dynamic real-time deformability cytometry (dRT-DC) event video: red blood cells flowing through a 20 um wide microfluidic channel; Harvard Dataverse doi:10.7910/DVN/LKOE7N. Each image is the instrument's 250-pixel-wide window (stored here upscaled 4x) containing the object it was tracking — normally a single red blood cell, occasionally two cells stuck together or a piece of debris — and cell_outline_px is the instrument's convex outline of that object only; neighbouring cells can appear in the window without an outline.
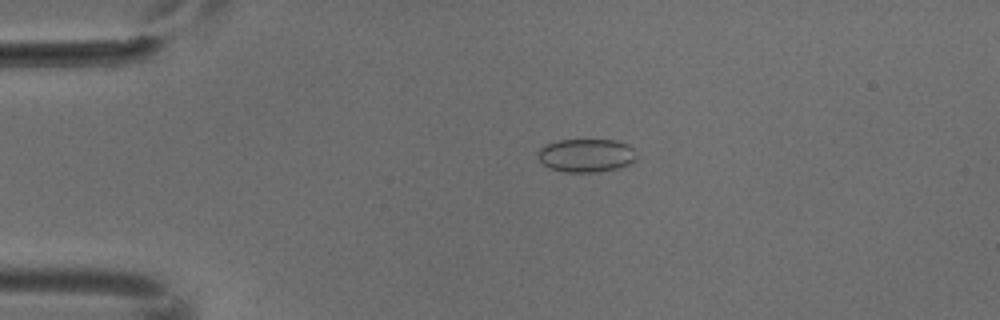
{"species": "common noctule bat (a hibernating species)", "species_latin": "Nyctalus noctula", "temperature_condition": "cold", "stored_images_in_passage": 4, "camera_frame_rate_fps": 3000, "um_per_image_px": 0.085, "animal": {"sex": "male", "body_mass_g": 18.8}, "frame": {"image": 1, "passage_image": 3, "time_ms": 0.667, "image_size_px": [1000, 320], "cell_outline_px": [[636, 160], [620, 168], [600, 172], [564, 172], [552, 168], [544, 164], [536, 156], [536, 152], [540, 148], [548, 144], [560, 140], [616, 140], [628, 144], [632, 148], [636, 156]], "centroid_in_image_um": [49.84, 13.21], "position_along_channel_um": 35.2, "area_um2": 19.19}}